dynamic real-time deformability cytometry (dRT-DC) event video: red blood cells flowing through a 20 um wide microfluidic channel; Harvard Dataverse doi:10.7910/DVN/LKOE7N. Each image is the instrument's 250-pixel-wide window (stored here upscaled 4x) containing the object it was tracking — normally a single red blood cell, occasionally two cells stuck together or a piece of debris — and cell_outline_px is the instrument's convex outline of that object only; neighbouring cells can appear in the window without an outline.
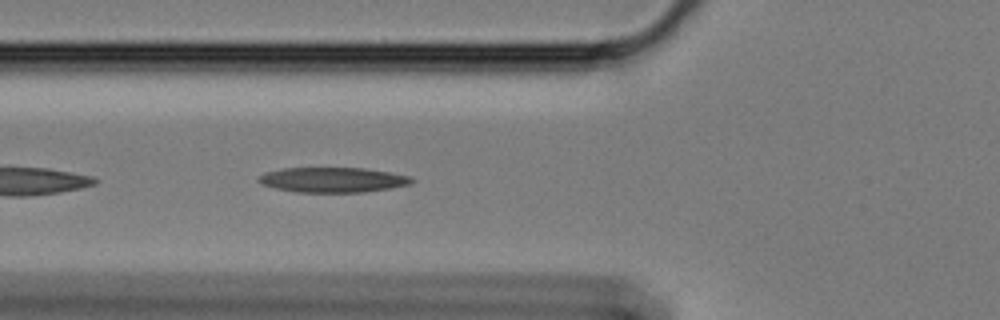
{"species": "Egyptian fruit bat (a non-hibernating species)", "species_latin": "Rousettus aegyptiacus", "temperature_condition": "cold", "stored_images_in_passage": 16, "camera_frame_rate_fps": 3000, "um_per_image_px": 0.085, "animal": {"sex": "female"}, "frame": {"image": 1, "passage_image": 5, "time_ms": 1.333, "image_size_px": [1000, 320], "cell_outline_px": [[416, 180], [412, 184], [392, 188], [364, 192], [296, 192], [276, 188], [260, 184], [256, 180], [264, 172], [284, 168], [364, 168], [412, 176]], "centroid_in_image_um": [28.31, 15.29], "position_along_channel_um": 97.5, "area_um2": 22.48}}